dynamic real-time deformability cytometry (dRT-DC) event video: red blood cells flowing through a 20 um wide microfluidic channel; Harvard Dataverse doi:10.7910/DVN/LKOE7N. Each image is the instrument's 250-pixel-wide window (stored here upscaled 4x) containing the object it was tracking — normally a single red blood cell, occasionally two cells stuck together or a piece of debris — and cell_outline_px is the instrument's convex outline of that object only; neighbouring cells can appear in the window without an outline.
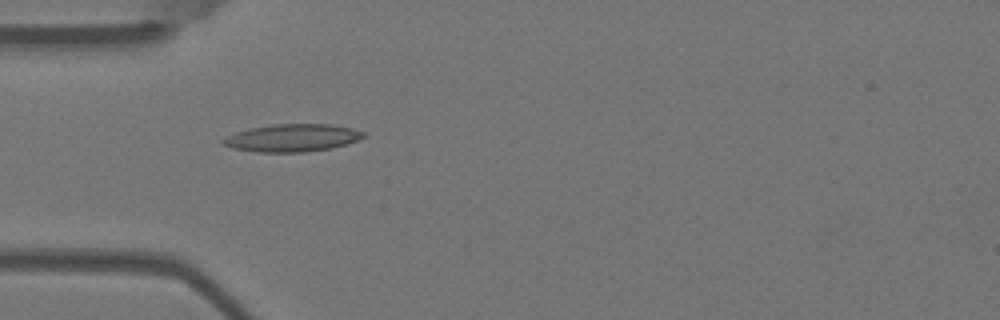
{"species": "Egyptian fruit bat (a non-hibernating species)", "species_latin": "Rousettus aegyptiacus", "temperature_condition": "warm", "stored_images_in_passage": 5, "camera_frame_rate_fps": 3000, "um_per_image_px": 0.085, "animal": {"sex": "female"}, "frame": {"image": 1, "passage_image": 4, "time_ms": 1.0, "image_size_px": [1000, 320], "cell_outline_px": [[364, 136], [356, 140], [332, 148], [304, 152], [260, 152], [232, 148], [224, 144], [220, 140], [236, 132], [252, 128], [272, 124], [332, 124], [352, 128], [364, 132]], "centroid_in_image_um": [24.84, 11.71], "position_along_channel_um": 60.2, "area_um2": 22.31}}
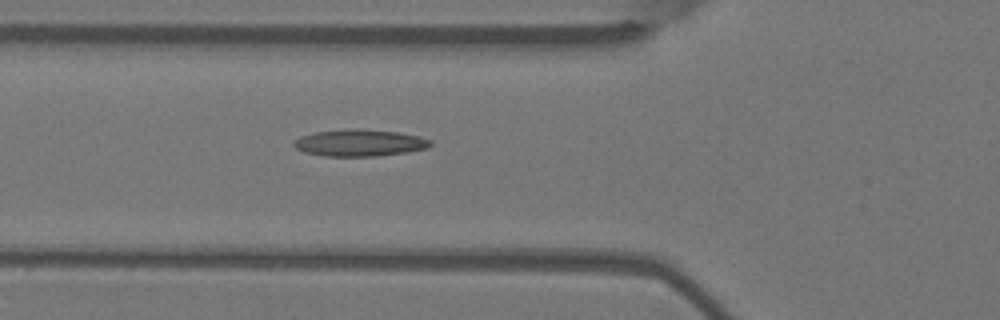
{"frame": {"image": 2, "passage_image": 5, "time_ms": 1.333, "image_size_px": [1000, 320], "cell_outline_px": [[432, 144], [428, 148], [408, 152], [376, 156], [324, 156], [304, 152], [296, 148], [292, 144], [300, 136], [316, 132], [348, 128], [400, 132], [432, 140]], "centroid_in_image_um": [30.57, 12.14], "position_along_channel_um": 95.2, "area_um2": 21.33}}